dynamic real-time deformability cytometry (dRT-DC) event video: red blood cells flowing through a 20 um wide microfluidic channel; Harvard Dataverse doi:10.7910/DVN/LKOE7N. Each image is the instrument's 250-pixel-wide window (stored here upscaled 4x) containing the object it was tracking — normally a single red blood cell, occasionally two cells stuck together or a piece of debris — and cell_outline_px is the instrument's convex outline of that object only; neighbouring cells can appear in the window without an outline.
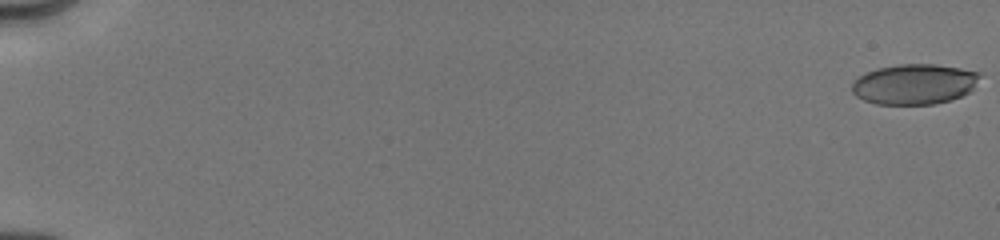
{"species": "human", "species_latin": "Homo sapiens", "temperature_condition": "cold", "stored_images_in_passage": 80, "camera_frame_rate_fps": 3000, "um_per_image_px": 0.085, "donor": {"sex": "male"}, "frame": {"image": 1, "passage_image": 1, "time_ms": 0.0, "image_size_px": [1000, 240], "cell_outline_px": [[980, 76], [972, 88], [968, 92], [952, 100], [932, 104], [876, 104], [864, 100], [856, 96], [852, 92], [852, 80], [876, 68], [900, 64], [936, 64], [960, 68], [980, 72]], "centroid_in_image_um": [77.7, 7.15], "position_along_channel_um": 7.3, "area_um2": 30.0}}
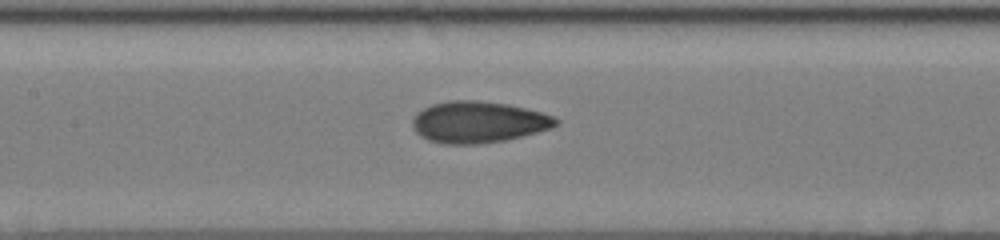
{"frame": {"image": 2, "passage_image": 39, "time_ms": 9.0, "image_size_px": [1000, 240], "cell_outline_px": [[560, 124], [552, 128], [504, 140], [480, 144], [444, 144], [428, 140], [420, 136], [412, 128], [412, 120], [416, 112], [432, 104], [448, 100], [476, 100], [508, 104], [556, 116], [560, 120]], "centroid_in_image_um": [40.65, 10.37], "position_along_channel_um": 166.8, "area_um2": 34.85}}
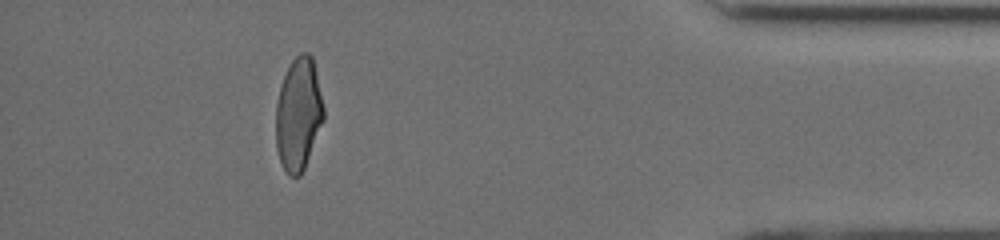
{"frame": {"image": 3, "passage_image": 72, "time_ms": 16.0, "image_size_px": [1000, 240], "cell_outline_px": [[324, 120], [304, 168], [300, 176], [288, 176], [280, 160], [276, 148], [276, 104], [280, 88], [284, 76], [292, 60], [300, 52], [308, 52], [312, 56], [316, 72], [324, 108]], "centroid_in_image_um": [25.37, 9.7], "position_along_channel_um": 409.8, "area_um2": 31.27}, "authors_computed_cell_mechanics": {"area_um2": 32.1946, "velocity_mm_per_s": 4.0439, "shape_relaxation_time_tau1_ms": 5.2234, "shape_relaxation_time_tau2_ms": 1.3753, "deformation_change_tau1": 0.1636, "deformation_change_tau2": 0.0739}}